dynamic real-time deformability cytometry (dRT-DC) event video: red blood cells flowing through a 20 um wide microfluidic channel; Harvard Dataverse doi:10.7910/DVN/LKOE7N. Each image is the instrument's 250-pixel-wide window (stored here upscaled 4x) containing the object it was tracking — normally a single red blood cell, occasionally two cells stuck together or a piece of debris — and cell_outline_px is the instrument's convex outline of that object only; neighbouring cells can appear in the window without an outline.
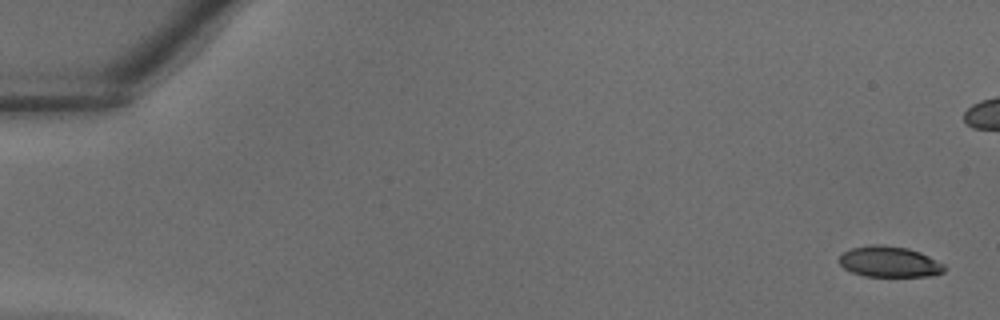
{"species": "common noctule bat (a hibernating species)", "species_latin": "Nyctalus noctula", "temperature_condition": "warm", "stored_images_in_passage": 8, "camera_frame_rate_fps": 3000, "um_per_image_px": 0.085, "animal": {"sex": "male", "body_mass_g": 18.8}, "frame": {"image": 1, "passage_image": 2, "time_ms": 0.333, "image_size_px": [1000, 320], "cell_outline_px": [[944, 272], [928, 276], [864, 276], [852, 272], [844, 268], [840, 264], [840, 256], [844, 252], [852, 248], [872, 244], [884, 244], [908, 248], [920, 252], [944, 264]], "centroid_in_image_um": [75.59, 22.24], "position_along_channel_um": 9.4, "area_um2": 18.79}}